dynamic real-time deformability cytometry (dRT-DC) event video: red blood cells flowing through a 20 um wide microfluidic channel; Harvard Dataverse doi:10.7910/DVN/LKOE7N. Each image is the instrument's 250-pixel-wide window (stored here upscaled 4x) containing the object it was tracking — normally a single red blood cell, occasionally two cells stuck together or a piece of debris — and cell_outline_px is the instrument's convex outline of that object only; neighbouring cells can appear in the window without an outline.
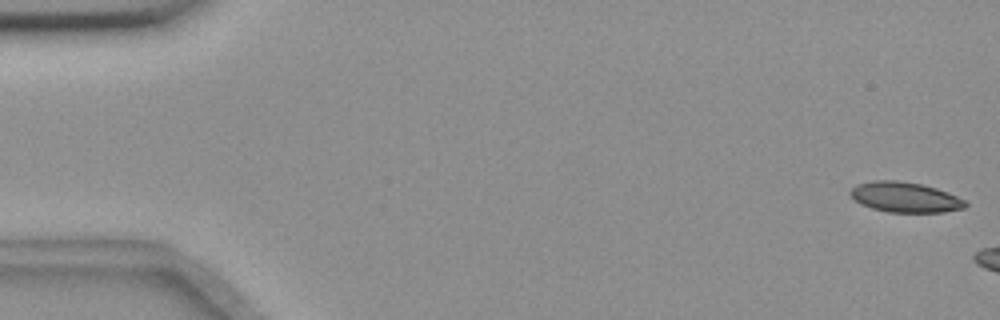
{"species": "common noctule bat (a hibernating species)", "species_latin": "Nyctalus noctula", "temperature_condition": "room temperature", "stored_images_in_passage": 6, "segment_of_instrument_passage": [2, 2], "camera_frame_rate_fps": 3000, "um_per_image_px": 0.085, "animal": {"sex": "female", "body_mass_g": 18.4}, "frame": {"image": 1, "passage_image": 6, "time_ms": 6.667, "image_size_px": [1000, 320], "cell_outline_px": [[968, 204], [964, 208], [944, 212], [888, 212], [872, 208], [860, 204], [848, 192], [856, 184], [872, 180], [896, 180], [920, 184], [936, 188], [948, 192], [964, 200]], "centroid_in_image_um": [76.91, 16.76], "position_along_channel_um": 8.1, "area_um2": 20.23}}